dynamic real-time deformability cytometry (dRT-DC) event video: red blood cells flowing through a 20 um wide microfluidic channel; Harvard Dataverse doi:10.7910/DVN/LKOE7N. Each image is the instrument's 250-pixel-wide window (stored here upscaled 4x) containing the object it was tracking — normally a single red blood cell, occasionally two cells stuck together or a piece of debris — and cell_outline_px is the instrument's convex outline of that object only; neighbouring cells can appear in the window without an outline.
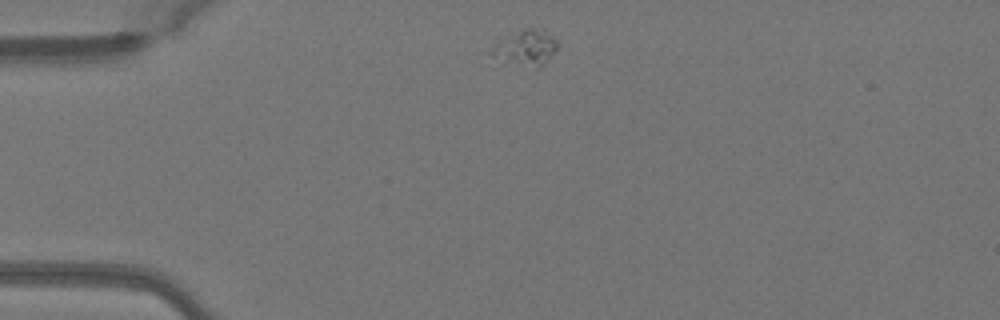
{"species": "Egyptian fruit bat (a non-hibernating species)", "species_latin": "Rousettus aegyptiacus", "temperature_condition": "warm", "stored_images_in_passage": 41, "camera_frame_rate_fps": 3000, "um_per_image_px": 0.085, "animal": {"sex": "female"}, "frame": {"image": 1, "passage_image": 1, "time_ms": 0.0, "image_size_px": [1000, 320], "cell_outline_px": [[556, 48], [540, 64], [492, 56], [488, 52], [500, 40], [524, 28], [532, 28], [552, 36], [556, 40]], "centroid_in_image_um": [44.65, 3.94], "position_along_channel_um": 40.3, "area_um2": 11.62}}
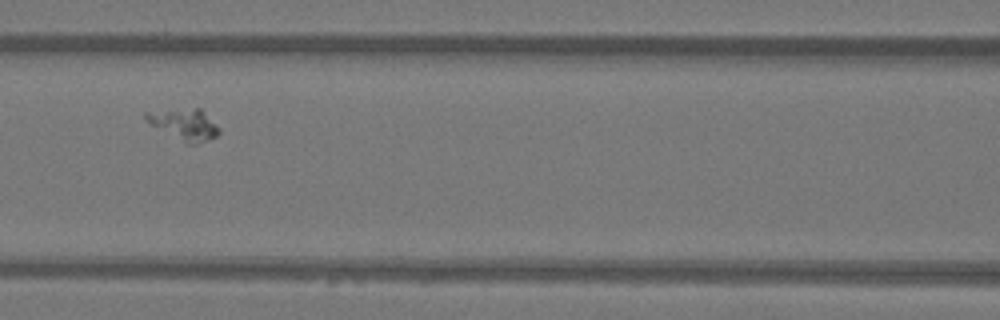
{"frame": {"image": 2, "passage_image": 12, "time_ms": 3.667, "image_size_px": [1000, 320], "cell_outline_px": [[220, 132], [216, 136], [208, 140], [196, 144], [188, 144], [144, 120], [144, 112], [196, 108], [200, 108], [220, 128]], "centroid_in_image_um": [15.7, 10.57], "position_along_channel_um": 150.9, "area_um2": 12.95}}
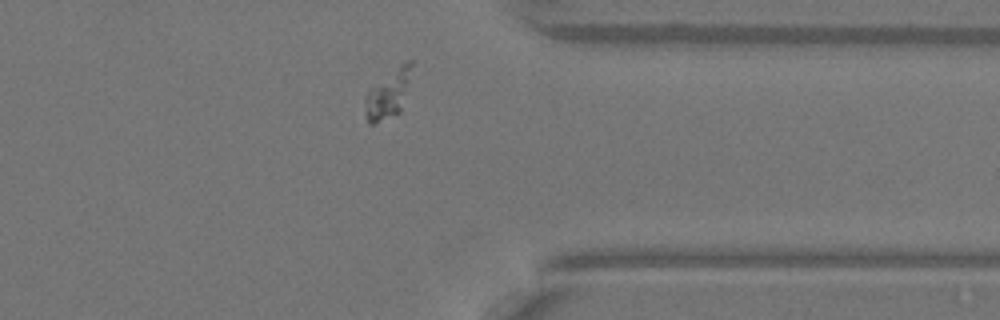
{"frame": {"image": 3, "passage_image": 30, "time_ms": 9.667, "image_size_px": [1000, 320], "cell_outline_px": [[416, 60], [400, 112], [372, 124], [368, 124], [364, 116], [364, 96], [368, 88], [400, 64], [408, 60]], "centroid_in_image_um": [32.98, 7.95], "position_along_channel_um": 378.4, "area_um2": 13.58}}